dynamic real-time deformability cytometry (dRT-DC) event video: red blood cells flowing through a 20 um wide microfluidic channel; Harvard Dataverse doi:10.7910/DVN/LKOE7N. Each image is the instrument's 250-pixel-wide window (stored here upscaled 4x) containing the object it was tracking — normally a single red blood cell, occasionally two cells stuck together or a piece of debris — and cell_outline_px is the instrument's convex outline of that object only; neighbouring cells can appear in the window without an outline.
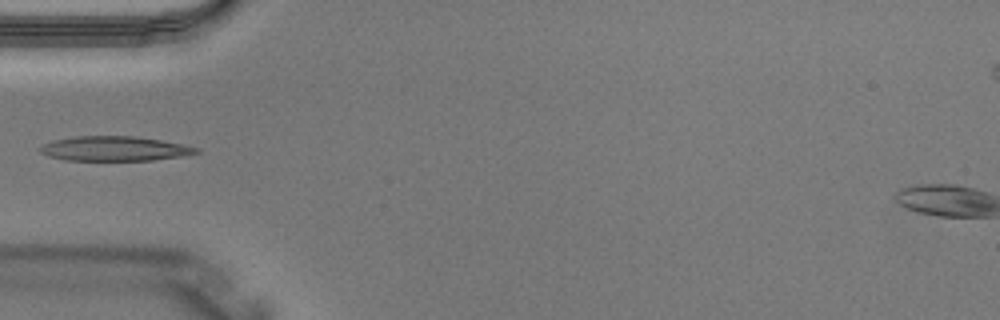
{"species": "Egyptian fruit bat (a non-hibernating species)", "species_latin": "Rousettus aegyptiacus", "temperature_condition": "warm", "stored_images_in_passage": 3, "camera_frame_rate_fps": 3000, "um_per_image_px": 0.085, "animal": {"sex": "male"}, "frame": {"image": 1, "passage_image": 3, "time_ms": 0.667, "image_size_px": [1000, 320], "cell_outline_px": [[200, 152], [184, 156], [152, 160], [64, 160], [48, 156], [40, 152], [40, 148], [44, 144], [52, 140], [76, 136], [136, 136], [184, 144], [200, 148]], "centroid_in_image_um": [9.76, 12.63], "position_along_channel_um": 75.2, "area_um2": 22.48}}